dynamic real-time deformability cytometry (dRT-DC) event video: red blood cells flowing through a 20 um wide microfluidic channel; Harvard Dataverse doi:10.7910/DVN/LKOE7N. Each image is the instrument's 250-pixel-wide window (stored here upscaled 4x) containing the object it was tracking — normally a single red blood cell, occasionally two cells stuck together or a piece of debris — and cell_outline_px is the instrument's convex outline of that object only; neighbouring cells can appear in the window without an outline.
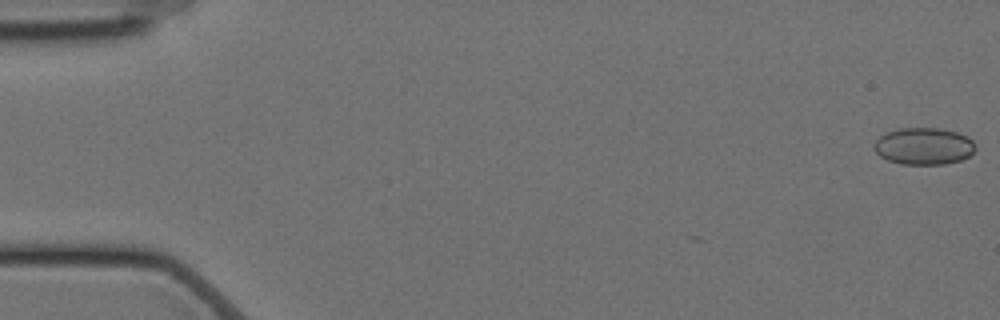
{"species": "Egyptian fruit bat (a non-hibernating species)", "species_latin": "Rousettus aegyptiacus", "temperature_condition": "cold", "stored_images_in_passage": 7, "camera_frame_rate_fps": 3000, "um_per_image_px": 0.085, "animal": {"sex": "female"}, "frame": {"image": 1, "passage_image": 1, "time_ms": 0.0, "image_size_px": [1000, 320], "cell_outline_px": [[976, 148], [968, 156], [960, 160], [944, 164], [900, 164], [888, 160], [880, 156], [872, 148], [876, 140], [880, 136], [888, 132], [900, 128], [940, 128], [956, 132], [968, 136], [972, 140]], "centroid_in_image_um": [78.51, 12.42], "position_along_channel_um": 6.5, "area_um2": 21.79}}